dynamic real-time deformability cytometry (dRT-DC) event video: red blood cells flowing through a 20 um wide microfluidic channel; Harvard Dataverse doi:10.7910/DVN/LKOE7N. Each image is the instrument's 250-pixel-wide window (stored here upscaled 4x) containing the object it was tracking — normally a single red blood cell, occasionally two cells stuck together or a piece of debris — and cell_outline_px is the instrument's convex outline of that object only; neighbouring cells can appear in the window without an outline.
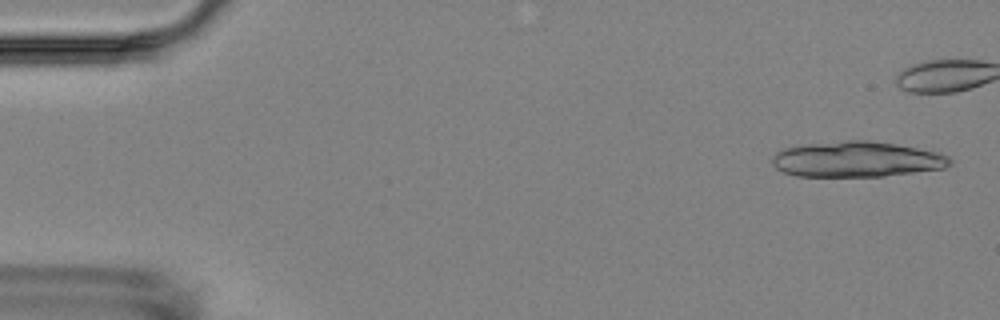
{"species": "Egyptian fruit bat (a non-hibernating species)", "species_latin": "Rousettus aegyptiacus", "temperature_condition": "room temperature", "stored_images_in_passage": 4, "camera_frame_rate_fps": 3000, "um_per_image_px": 0.085, "animal": {"sex": "female"}, "frame": {"image": 1, "passage_image": 1, "time_ms": 0.0, "image_size_px": [1000, 320], "cell_outline_px": [[952, 164], [944, 168], [884, 176], [796, 176], [784, 172], [776, 168], [772, 164], [772, 156], [776, 152], [784, 148], [808, 144], [844, 140], [868, 140], [896, 144], [940, 152], [948, 156], [952, 160]], "centroid_in_image_um": [72.83, 13.53], "position_along_channel_um": 12.2, "area_um2": 36.88}}
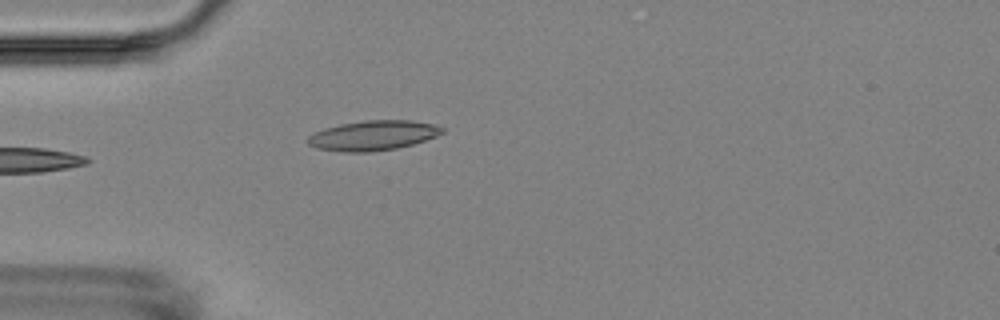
{"frame": {"image": 2, "passage_image": 4, "time_ms": 5.667, "image_size_px": [1000, 320], "cell_outline_px": [[444, 132], [436, 136], [412, 144], [396, 148], [368, 152], [344, 152], [316, 148], [308, 144], [308, 136], [324, 128], [340, 124], [364, 120], [412, 120], [436, 124], [444, 128]], "centroid_in_image_um": [31.72, 11.5], "position_along_channel_um": 53.3, "area_um2": 23.35}}